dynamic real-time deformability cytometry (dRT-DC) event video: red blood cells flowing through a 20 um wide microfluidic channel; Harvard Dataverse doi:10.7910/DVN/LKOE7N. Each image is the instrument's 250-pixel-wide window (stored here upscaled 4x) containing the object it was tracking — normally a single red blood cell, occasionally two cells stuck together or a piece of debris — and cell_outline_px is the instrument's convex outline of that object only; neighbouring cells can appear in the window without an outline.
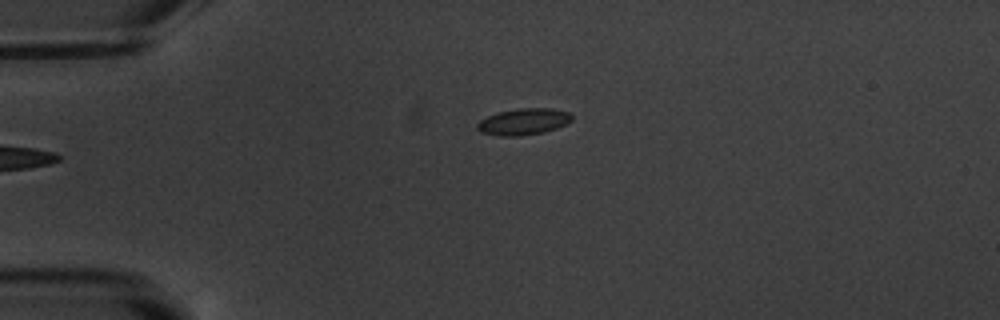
{"species": "common noctule bat (a hibernating species)", "species_latin": "Nyctalus noctula", "temperature_condition": "warm", "stored_images_in_passage": 3, "camera_frame_rate_fps": 3000, "um_per_image_px": 0.085, "animal": {"sex": "male", "body_mass_g": 20.1, "forearm_length_mm": 53.5}, "frame": {"image": 1, "passage_image": 3, "time_ms": 2.333, "image_size_px": [1000, 320], "cell_outline_px": [[572, 120], [556, 128], [544, 132], [520, 136], [500, 136], [480, 132], [476, 128], [476, 124], [480, 120], [496, 112], [520, 108], [552, 108], [568, 112], [572, 116]], "centroid_in_image_um": [44.47, 10.34], "position_along_channel_um": 40.5, "area_um2": 14.62}}